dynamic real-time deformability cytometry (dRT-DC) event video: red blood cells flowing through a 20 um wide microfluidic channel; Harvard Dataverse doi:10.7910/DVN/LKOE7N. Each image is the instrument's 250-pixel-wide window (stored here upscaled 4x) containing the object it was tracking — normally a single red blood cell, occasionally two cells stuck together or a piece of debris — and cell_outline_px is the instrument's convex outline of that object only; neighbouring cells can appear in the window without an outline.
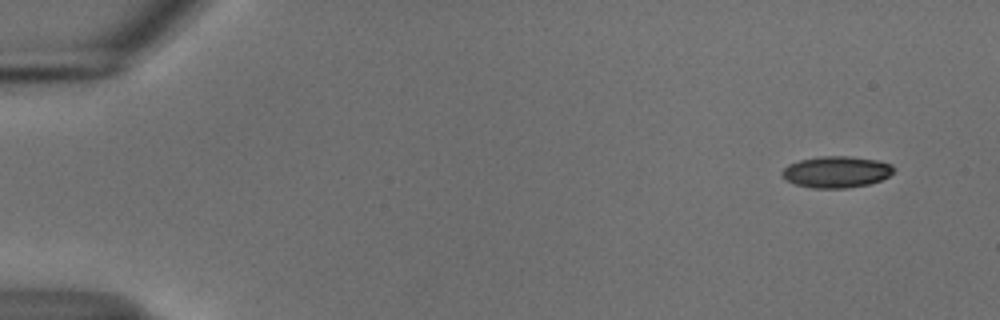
{"species": "common noctule bat (a hibernating species)", "species_latin": "Nyctalus noctula", "temperature_condition": "cold", "stored_images_in_passage": 51, "camera_frame_rate_fps": 3000, "um_per_image_px": 0.085, "animal": {"sex": "male", "body_mass_g": 18.8}, "frame": {"image": 1, "passage_image": 1, "time_ms": 0.0, "image_size_px": [1000, 320], "cell_outline_px": [[896, 168], [888, 176], [880, 180], [868, 184], [848, 188], [812, 188], [796, 184], [788, 180], [780, 172], [788, 164], [800, 160], [820, 156], [848, 156], [880, 160], [892, 164]], "centroid_in_image_um": [71.12, 14.6], "position_along_channel_um": 13.9, "area_um2": 20.46}}
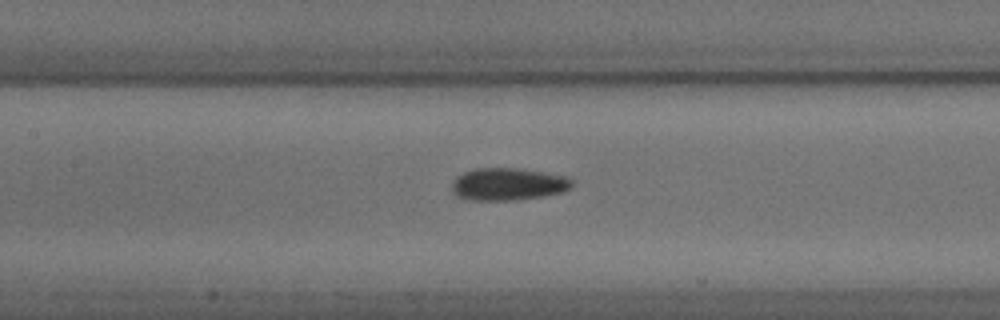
{"frame": {"image": 2, "passage_image": 23, "time_ms": 7.333, "image_size_px": [1000, 320], "cell_outline_px": [[572, 188], [564, 192], [544, 196], [516, 200], [472, 200], [456, 196], [452, 192], [452, 180], [456, 176], [464, 172], [476, 168], [516, 168], [564, 176], [572, 180]], "centroid_in_image_um": [43.16, 15.66], "position_along_channel_um": 164.2, "area_um2": 22.72}}
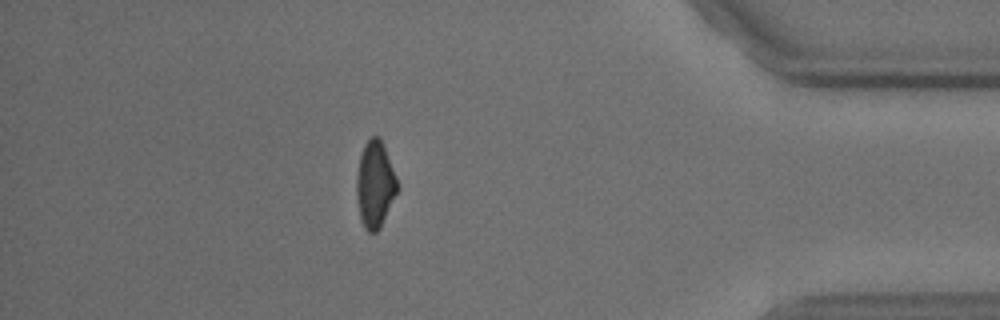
{"frame": {"image": 3, "passage_image": 45, "time_ms": 14.667, "image_size_px": [1000, 320], "cell_outline_px": [[400, 188], [380, 228], [376, 232], [368, 232], [364, 228], [360, 216], [356, 196], [356, 176], [360, 156], [364, 144], [372, 136], [380, 136]], "centroid_in_image_um": [31.88, 15.69], "position_along_channel_um": 403.3, "area_um2": 20.63}, "authors_computed_cell_mechanics": {"area_um2": 21.3282, "velocity_mm_per_s": 3.7512, "shape_relaxation_time_tau1_ms": 3.2502, "shape_relaxation_time_tau2_ms": 4.1461, "deformation_change_tau1": 0.1044, "deformation_change_tau2": 0.0771}}